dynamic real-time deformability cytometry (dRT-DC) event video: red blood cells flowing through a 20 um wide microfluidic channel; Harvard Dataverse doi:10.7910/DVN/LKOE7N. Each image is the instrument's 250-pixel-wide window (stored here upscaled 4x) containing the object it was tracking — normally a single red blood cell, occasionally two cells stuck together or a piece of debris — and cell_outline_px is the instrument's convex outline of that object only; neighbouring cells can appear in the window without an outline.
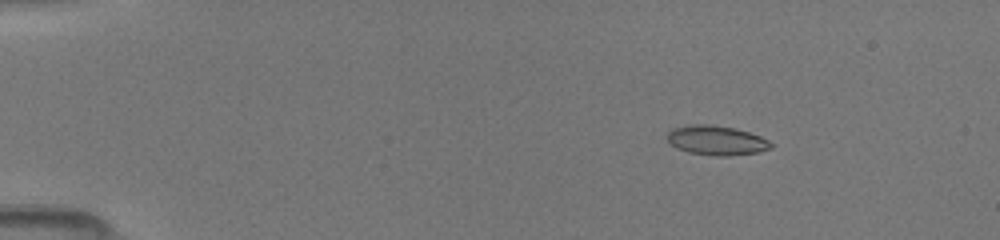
{"species": "common noctule bat (a hibernating species)", "species_latin": "Nyctalus noctula", "temperature_condition": "room temperature", "stored_images_in_passage": 22, "camera_frame_rate_fps": 3000, "um_per_image_px": 0.085, "animal": {"sex": "female", "body_mass_g": 19.5, "forearm_length_mm": 54.1}, "frame": {"image": 1, "passage_image": 7, "time_ms": 2.333, "image_size_px": [1000, 240], "cell_outline_px": [[776, 144], [772, 148], [760, 152], [728, 156], [712, 156], [688, 152], [676, 148], [664, 136], [672, 128], [692, 124], [712, 124], [732, 128], [748, 132], [760, 136]], "centroid_in_image_um": [60.9, 11.94], "position_along_channel_um": 24.1, "area_um2": 18.09}}
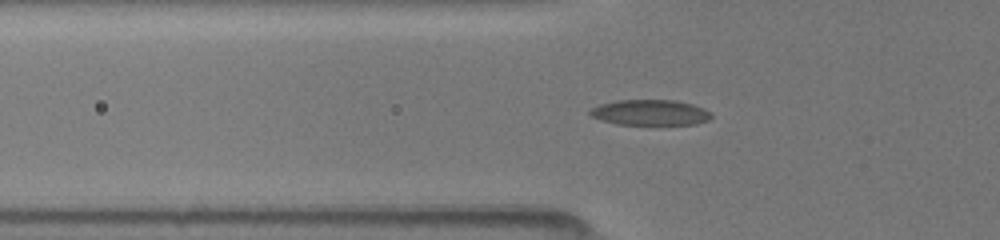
{"frame": {"image": 2, "passage_image": 16, "time_ms": 5.667, "image_size_px": [1000, 240], "cell_outline_px": [[712, 116], [708, 120], [696, 124], [616, 124], [600, 120], [592, 116], [588, 112], [592, 108], [600, 104], [616, 100], [676, 100], [692, 104], [704, 108], [712, 112]], "centroid_in_image_um": [55.28, 9.56], "position_along_channel_um": 70.5, "area_um2": 18.09}}
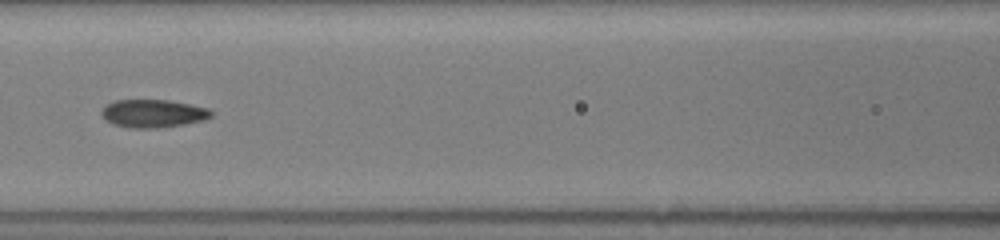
{"frame": {"image": 3, "passage_image": 20, "time_ms": 7.667, "image_size_px": [1000, 240], "cell_outline_px": [[212, 116], [204, 120], [184, 124], [156, 128], [128, 128], [112, 124], [104, 120], [100, 112], [104, 104], [112, 100], [168, 100], [208, 108], [212, 112]], "centroid_in_image_um": [12.93, 9.64], "position_along_channel_um": 153.7, "area_um2": 18.09}}